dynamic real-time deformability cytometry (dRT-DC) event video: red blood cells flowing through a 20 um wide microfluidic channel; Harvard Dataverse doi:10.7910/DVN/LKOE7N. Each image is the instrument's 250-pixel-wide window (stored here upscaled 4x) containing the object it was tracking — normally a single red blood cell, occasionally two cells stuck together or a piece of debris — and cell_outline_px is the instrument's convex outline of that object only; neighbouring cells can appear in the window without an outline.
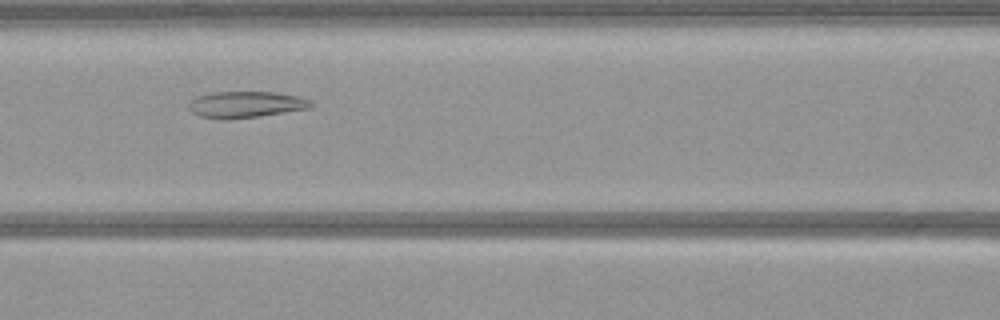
{"species": "common noctule bat (a hibernating species)", "species_latin": "Nyctalus noctula", "temperature_condition": "warm", "stored_images_in_passage": 47, "camera_frame_rate_fps": 3000, "um_per_image_px": 0.085, "animal": {"sex": "female", "body_mass_g": 21.9}, "frame": {"image": 1, "passage_image": 17, "time_ms": 5.333, "image_size_px": [1000, 320], "cell_outline_px": [[312, 104], [308, 108], [260, 116], [200, 116], [192, 112], [188, 108], [188, 104], [196, 96], [212, 92], [276, 92], [300, 96], [308, 100]], "centroid_in_image_um": [20.91, 8.83], "position_along_channel_um": 145.7, "area_um2": 17.86}}
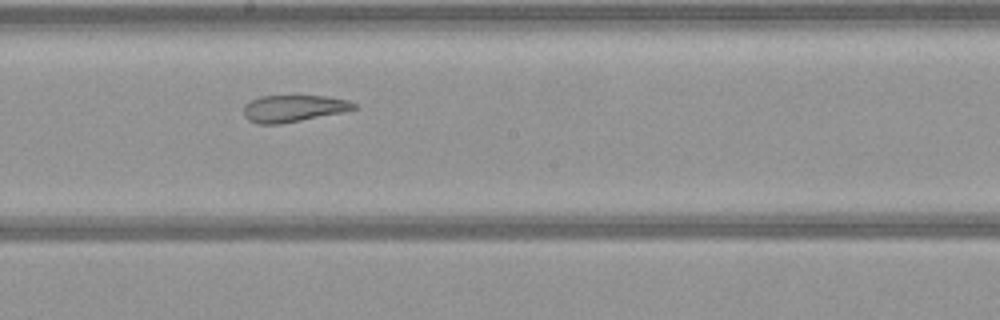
{"frame": {"image": 2, "passage_image": 23, "time_ms": 7.333, "image_size_px": [1000, 320], "cell_outline_px": [[356, 108], [340, 112], [280, 124], [256, 124], [248, 120], [244, 116], [244, 104], [260, 96], [328, 96], [348, 100], [356, 104]], "centroid_in_image_um": [24.89, 9.21], "position_along_channel_um": 223.3, "area_um2": 17.05}}
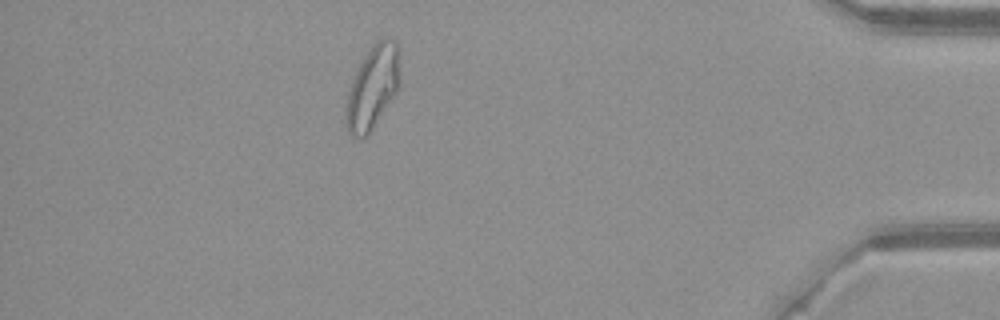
{"frame": {"image": 3, "passage_image": 41, "time_ms": 13.333, "image_size_px": [1000, 320], "cell_outline_px": [[400, 88], [368, 132], [364, 136], [352, 136], [348, 132], [344, 120], [344, 108], [348, 92], [352, 80], [364, 56], [372, 44], [376, 40], [384, 36], [388, 36], [396, 40], [400, 52]], "centroid_in_image_um": [31.7, 7.33], "position_along_channel_um": 403.5, "area_um2": 26.47}}